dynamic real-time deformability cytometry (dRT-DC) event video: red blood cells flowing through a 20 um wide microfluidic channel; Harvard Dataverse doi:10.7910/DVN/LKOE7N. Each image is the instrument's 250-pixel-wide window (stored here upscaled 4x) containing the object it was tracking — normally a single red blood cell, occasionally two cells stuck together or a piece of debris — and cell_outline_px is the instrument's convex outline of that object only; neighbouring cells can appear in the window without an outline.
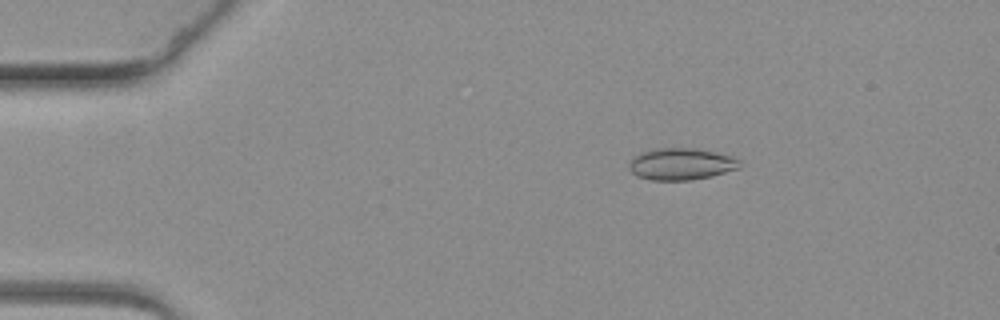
{"species": "common noctule bat (a hibernating species)", "species_latin": "Nyctalus noctula", "temperature_condition": "warm", "stored_images_in_passage": 53, "camera_frame_rate_fps": 3000, "um_per_image_px": 0.085, "animal": {"sex": "female", "body_mass_g": 19.3, "forearm_length_mm": 54.1}, "frame": {"image": 1, "passage_image": 2, "time_ms": 0.333, "image_size_px": [1000, 320], "cell_outline_px": [[740, 168], [712, 176], [692, 180], [652, 180], [636, 176], [628, 168], [628, 164], [632, 156], [640, 152], [652, 148], [696, 148], [716, 152], [732, 156], [740, 160]], "centroid_in_image_um": [57.87, 13.93], "position_along_channel_um": 27.1, "area_um2": 20.87}}
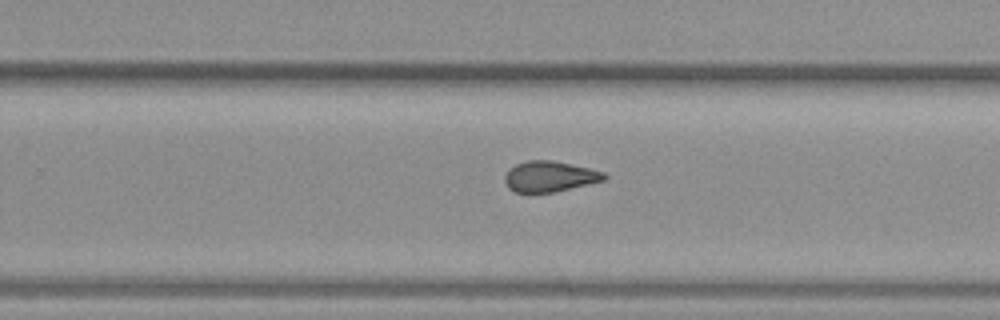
{"frame": {"image": 2, "passage_image": 31, "time_ms": 10.0, "image_size_px": [1000, 320], "cell_outline_px": [[608, 176], [604, 180], [552, 192], [528, 196], [516, 192], [508, 188], [504, 180], [504, 176], [508, 168], [516, 164], [528, 160], [552, 160], [588, 168], [604, 172]], "centroid_in_image_um": [46.63, 15.03], "position_along_channel_um": 283.2, "area_um2": 18.09}}
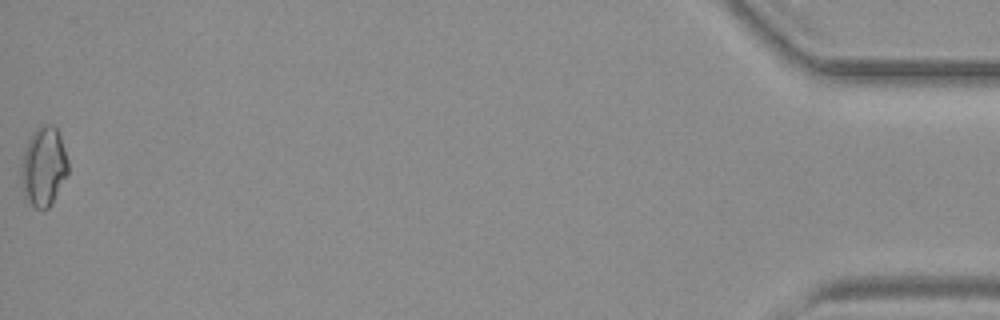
{"frame": {"image": 3, "passage_image": 53, "time_ms": 17.333, "image_size_px": [1000, 320], "cell_outline_px": [[68, 172], [52, 204], [44, 212], [36, 208], [28, 200], [24, 192], [20, 172], [24, 148], [28, 140], [44, 124], [52, 124], [56, 128], [60, 136], [68, 160]], "centroid_in_image_um": [3.72, 14.19], "position_along_channel_um": 431.5, "area_um2": 21.39}}